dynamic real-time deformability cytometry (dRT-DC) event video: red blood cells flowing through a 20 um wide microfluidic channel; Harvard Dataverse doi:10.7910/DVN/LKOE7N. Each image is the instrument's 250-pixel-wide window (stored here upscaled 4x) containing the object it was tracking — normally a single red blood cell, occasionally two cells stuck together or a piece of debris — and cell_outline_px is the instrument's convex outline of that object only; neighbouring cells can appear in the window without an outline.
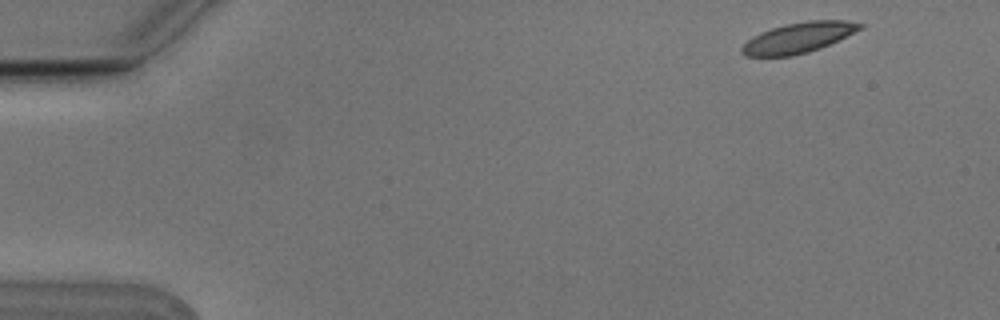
{"species": "Egyptian fruit bat (a non-hibernating species)", "species_latin": "Rousettus aegyptiacus", "temperature_condition": "cold", "stored_images_in_passage": 5, "camera_frame_rate_fps": 3000, "um_per_image_px": 0.085, "animal": {"sex": "male"}, "frame": {"image": 1, "passage_image": 1, "time_ms": 0.0, "image_size_px": [1000, 320], "cell_outline_px": [[864, 24], [860, 28], [820, 48], [808, 52], [792, 56], [744, 56], [740, 52], [740, 48], [752, 36], [760, 32], [784, 24], [808, 20], [844, 20]], "centroid_in_image_um": [67.78, 3.21], "position_along_channel_um": 17.2, "area_um2": 20.63}}
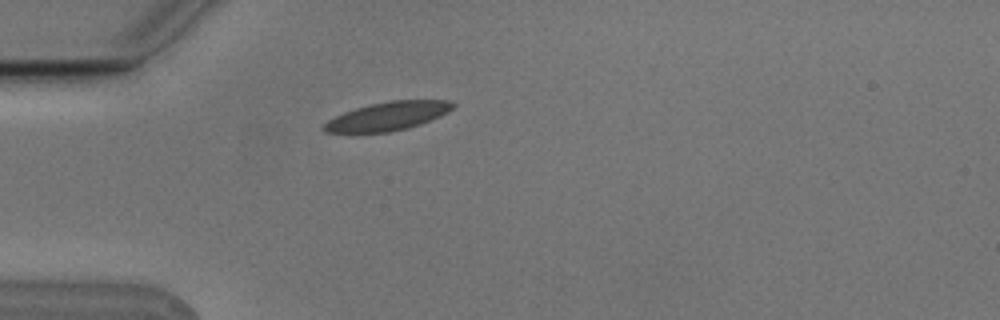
{"frame": {"image": 2, "passage_image": 4, "time_ms": 1.0, "image_size_px": [1000, 320], "cell_outline_px": [[456, 104], [448, 112], [440, 116], [420, 124], [408, 128], [388, 132], [324, 132], [320, 128], [328, 120], [344, 112], [356, 108], [388, 100], [452, 100]], "centroid_in_image_um": [32.98, 9.86], "position_along_channel_um": 52.0, "area_um2": 21.33}}